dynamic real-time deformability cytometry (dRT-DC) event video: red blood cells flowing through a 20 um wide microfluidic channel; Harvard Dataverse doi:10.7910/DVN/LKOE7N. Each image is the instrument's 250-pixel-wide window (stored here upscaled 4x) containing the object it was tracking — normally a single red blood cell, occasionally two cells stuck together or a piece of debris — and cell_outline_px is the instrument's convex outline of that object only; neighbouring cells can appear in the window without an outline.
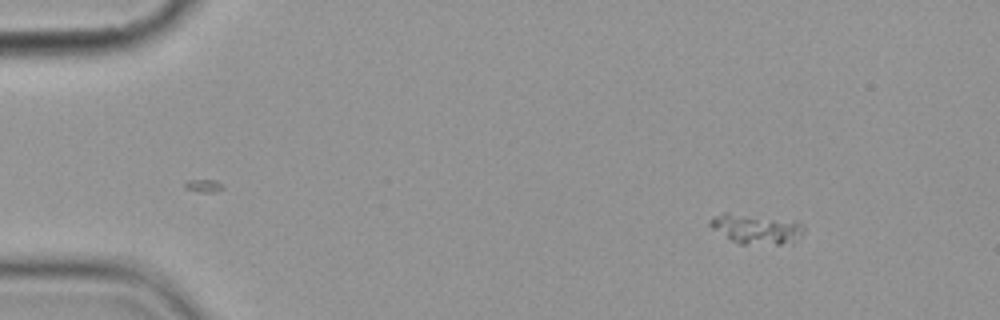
{"species": "common noctule bat (a hibernating species)", "species_latin": "Nyctalus noctula", "temperature_condition": "cold", "stored_images_in_passage": 5, "camera_frame_rate_fps": 3000, "um_per_image_px": 0.085, "animal": {"sex": "female", "body_mass_g": 19.9}, "frame": {"image": 1, "passage_image": 1, "time_ms": 0.0, "image_size_px": [1000, 320], "cell_outline_px": [[804, 236], [792, 244], [740, 244], [732, 240], [712, 228], [708, 224], [708, 220], [712, 216], [724, 212], [728, 212], [796, 220], [804, 224]], "centroid_in_image_um": [64.35, 19.44], "position_along_channel_um": 20.6, "area_um2": 16.88}}
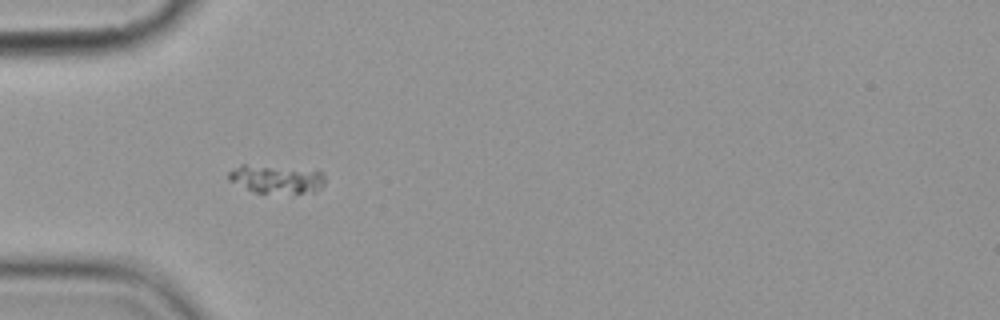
{"frame": {"image": 2, "passage_image": 4, "time_ms": 3.667, "image_size_px": [1000, 320], "cell_outline_px": [[324, 184], [320, 188], [312, 192], [256, 192], [228, 180], [228, 172], [240, 164], [244, 164], [324, 172]], "centroid_in_image_um": [23.46, 15.21], "position_along_channel_um": 61.5, "area_um2": 15.26}}